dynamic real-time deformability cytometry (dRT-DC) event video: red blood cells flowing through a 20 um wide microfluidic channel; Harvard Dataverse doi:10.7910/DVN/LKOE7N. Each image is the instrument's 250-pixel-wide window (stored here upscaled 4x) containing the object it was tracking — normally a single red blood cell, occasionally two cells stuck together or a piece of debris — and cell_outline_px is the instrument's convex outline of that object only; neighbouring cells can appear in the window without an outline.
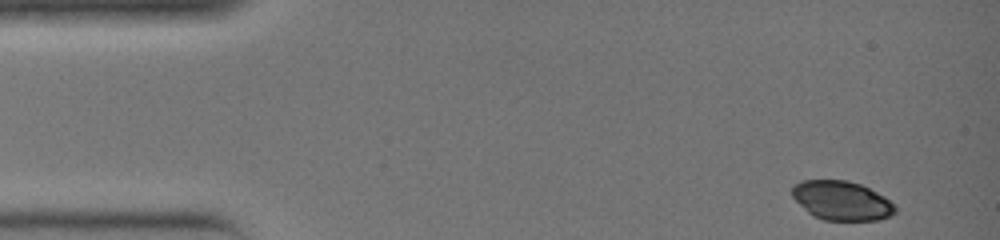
{"species": "common noctule bat (a hibernating species)", "species_latin": "Nyctalus noctula", "temperature_condition": "warm", "stored_images_in_passage": 32, "camera_frame_rate_fps": 3000, "um_per_image_px": 0.085, "animal": {"sex": "female", "body_mass_g": 19.0, "forearm_length_mm": 51.5}, "frame": {"image": 1, "passage_image": 1, "time_ms": 0.0, "image_size_px": [1000, 240], "cell_outline_px": [[896, 212], [892, 216], [880, 220], [824, 220], [812, 216], [792, 196], [792, 184], [800, 180], [848, 180], [860, 184], [884, 196], [896, 204]], "centroid_in_image_um": [71.56, 17.05], "position_along_channel_um": 13.4, "area_um2": 23.76}}
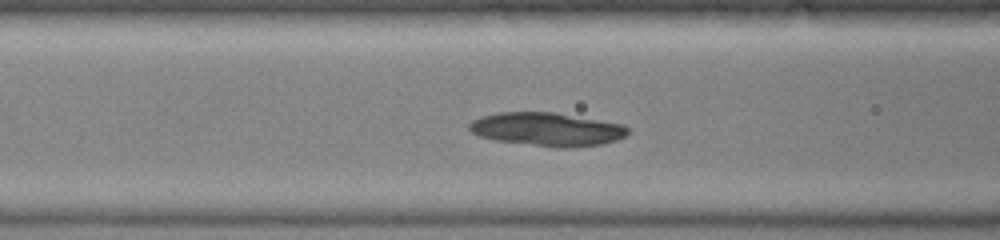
{"frame": {"image": 2, "passage_image": 13, "time_ms": 4.0, "image_size_px": [1000, 240], "cell_outline_px": [[628, 132], [624, 136], [616, 140], [600, 144], [568, 148], [556, 148], [496, 140], [480, 136], [472, 132], [468, 128], [468, 124], [472, 120], [480, 116], [496, 112], [556, 112], [624, 124], [628, 128]], "centroid_in_image_um": [46.48, 10.98], "position_along_channel_um": 120.1, "area_um2": 31.04}}
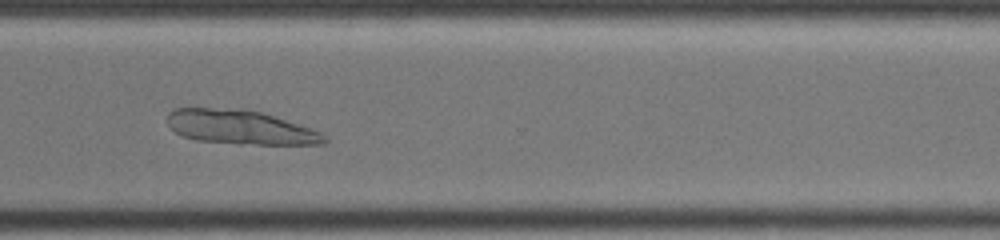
{"frame": {"image": 3, "passage_image": 26, "time_ms": 8.333, "image_size_px": [1000, 240], "cell_outline_px": [[328, 144], [240, 144], [196, 140], [184, 136], [176, 132], [168, 124], [168, 112], [172, 108], [244, 108], [264, 112], [312, 128], [320, 132], [328, 140]], "centroid_in_image_um": [20.45, 10.8], "position_along_channel_um": 350.1, "area_um2": 31.56}}